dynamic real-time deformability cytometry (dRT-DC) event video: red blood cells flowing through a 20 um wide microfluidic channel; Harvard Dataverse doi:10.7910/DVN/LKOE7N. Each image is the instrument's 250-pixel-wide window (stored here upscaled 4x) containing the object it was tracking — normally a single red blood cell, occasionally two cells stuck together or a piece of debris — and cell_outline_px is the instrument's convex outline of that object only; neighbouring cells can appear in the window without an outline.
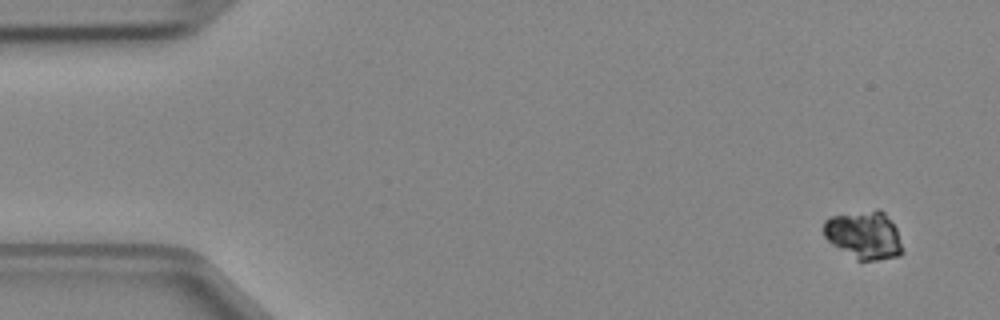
{"species": "Egyptian fruit bat (a non-hibernating species)", "species_latin": "Rousettus aegyptiacus", "temperature_condition": "cold", "stored_images_in_passage": 4, "camera_frame_rate_fps": 3000, "um_per_image_px": 0.085, "animal": {"sex": "female"}, "frame": {"image": 1, "passage_image": 1, "time_ms": 0.0, "image_size_px": [1000, 320], "cell_outline_px": [[904, 252], [900, 256], [876, 260], [856, 260], [832, 244], [824, 236], [824, 220], [832, 216], [876, 208], [884, 212], [896, 228]], "centroid_in_image_um": [73.46, 19.97], "position_along_channel_um": 11.5, "area_um2": 22.14}}
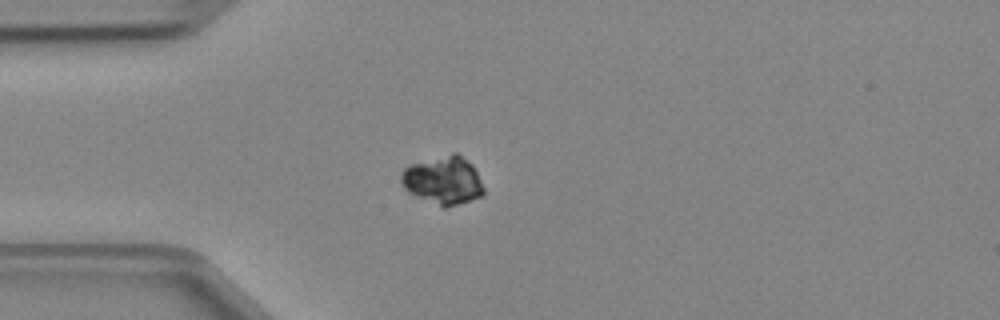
{"frame": {"image": 2, "passage_image": 4, "time_ms": 1.0, "image_size_px": [1000, 320], "cell_outline_px": [[484, 192], [480, 196], [444, 208], [408, 192], [404, 188], [400, 180], [400, 176], [404, 168], [412, 164], [452, 152], [456, 152], [472, 164], [484, 188]], "centroid_in_image_um": [37.65, 15.31], "position_along_channel_um": 47.4, "area_um2": 22.83}}